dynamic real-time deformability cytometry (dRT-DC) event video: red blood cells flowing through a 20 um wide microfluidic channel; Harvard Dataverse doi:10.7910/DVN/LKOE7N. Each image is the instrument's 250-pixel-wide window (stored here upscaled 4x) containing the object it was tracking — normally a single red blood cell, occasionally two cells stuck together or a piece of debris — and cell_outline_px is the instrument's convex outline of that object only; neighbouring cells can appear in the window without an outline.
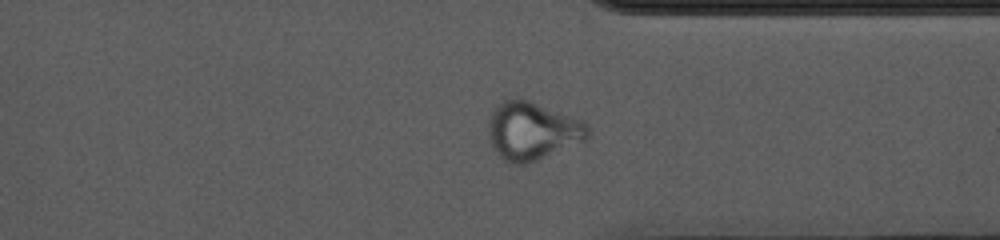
{"species": "common noctule bat (a hibernating species)", "species_latin": "Nyctalus noctula", "temperature_condition": "cold", "stored_images_in_passage": 46, "camera_frame_rate_fps": 3000, "um_per_image_px": 0.085, "animal": {"sex": "female", "body_mass_g": 10.0, "forearm_length_mm": 53.1}, "frame": {"image": 1, "passage_image": 33, "time_ms": 10.667, "image_size_px": [1000, 240], "cell_outline_px": [[588, 140], [536, 160], [524, 164], [516, 164], [504, 160], [496, 152], [488, 136], [488, 124], [492, 112], [504, 100], [516, 96], [528, 100], [584, 120], [588, 124]], "centroid_in_image_um": [45.27, 11.11], "position_along_channel_um": 366.1, "area_um2": 33.64}}